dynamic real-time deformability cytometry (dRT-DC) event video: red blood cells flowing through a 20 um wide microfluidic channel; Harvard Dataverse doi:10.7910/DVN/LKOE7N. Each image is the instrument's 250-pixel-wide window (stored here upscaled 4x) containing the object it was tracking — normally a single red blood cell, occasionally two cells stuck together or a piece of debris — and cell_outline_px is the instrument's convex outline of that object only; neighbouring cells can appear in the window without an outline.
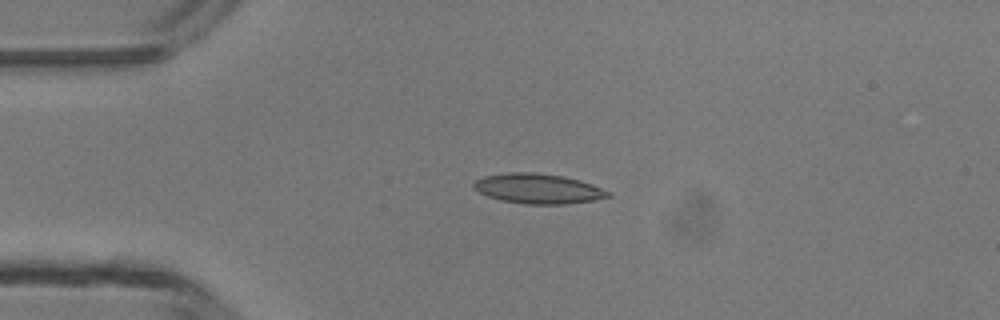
{"species": "common noctule bat (a hibernating species)", "species_latin": "Nyctalus noctula", "temperature_condition": "room temperature", "stored_images_in_passage": 4, "camera_frame_rate_fps": 3000, "um_per_image_px": 0.085, "animal": {"sex": "male", "body_mass_g": 13.3}, "frame": {"image": 1, "passage_image": 2, "time_ms": 1.0, "image_size_px": [1000, 320], "cell_outline_px": [[612, 196], [592, 200], [564, 204], [524, 204], [500, 200], [488, 196], [480, 192], [472, 184], [476, 180], [484, 176], [508, 172], [532, 172], [564, 176], [580, 180], [592, 184], [612, 192]], "centroid_in_image_um": [45.76, 16.03], "position_along_channel_um": 39.2, "area_um2": 23.41}}
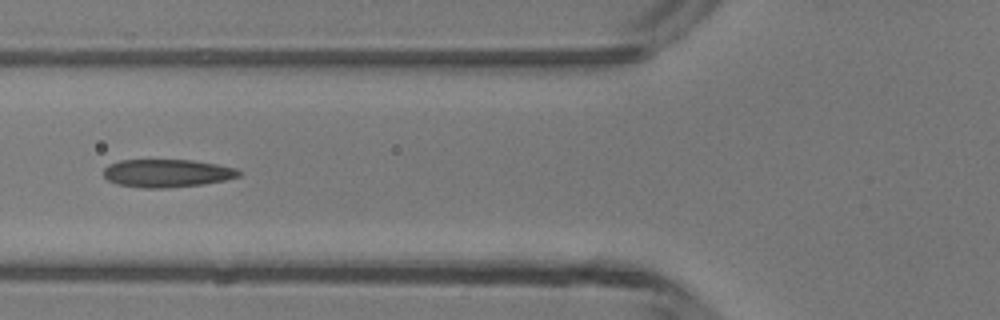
{"frame": {"image": 2, "passage_image": 4, "time_ms": 3.333, "image_size_px": [1000, 320], "cell_outline_px": [[240, 176], [224, 180], [200, 184], [164, 188], [144, 188], [116, 184], [108, 180], [104, 176], [104, 168], [108, 164], [120, 160], [192, 160], [216, 164], [236, 168], [240, 172]], "centroid_in_image_um": [14.16, 14.72], "position_along_channel_um": 111.6, "area_um2": 21.91}}